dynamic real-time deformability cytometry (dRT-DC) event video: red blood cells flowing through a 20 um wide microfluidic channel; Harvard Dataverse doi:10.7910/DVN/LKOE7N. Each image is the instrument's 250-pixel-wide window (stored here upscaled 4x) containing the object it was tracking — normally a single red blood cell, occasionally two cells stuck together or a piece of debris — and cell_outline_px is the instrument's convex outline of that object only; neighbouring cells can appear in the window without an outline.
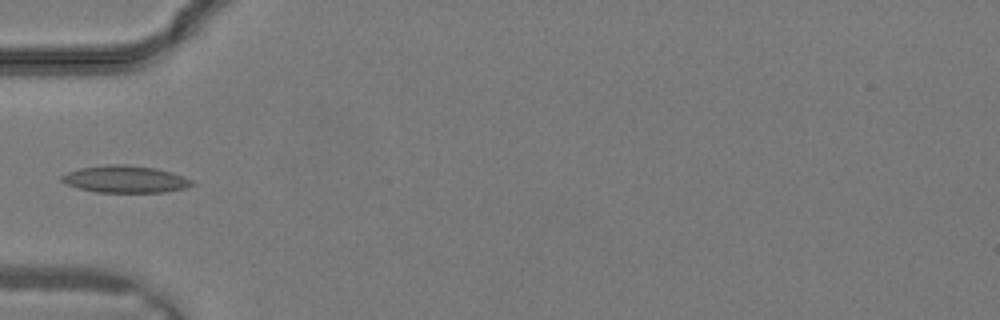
{"species": "common noctule bat (a hibernating species)", "species_latin": "Nyctalus noctula", "temperature_condition": "warm", "stored_images_in_passage": 30, "camera_frame_rate_fps": 3000, "um_per_image_px": 0.085, "animal": {"sex": "male", "body_mass_g": 19.2, "forearm_length_mm": 51.8}, "frame": {"image": 1, "passage_image": 10, "time_ms": 3.0, "image_size_px": [1000, 320], "cell_outline_px": [[196, 184], [184, 188], [164, 192], [96, 192], [76, 188], [64, 184], [60, 180], [60, 176], [68, 172], [80, 168], [112, 164], [124, 164], [156, 168], [172, 172], [184, 176], [192, 180]], "centroid_in_image_um": [10.63, 15.23], "position_along_channel_um": 74.4, "area_um2": 20.69}}
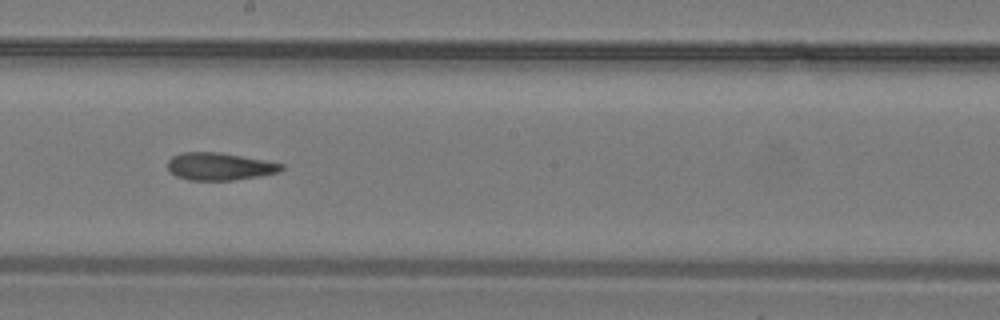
{"frame": {"image": 2, "passage_image": 17, "time_ms": 5.333, "image_size_px": [1000, 320], "cell_outline_px": [[284, 168], [280, 172], [260, 176], [232, 180], [188, 180], [176, 176], [168, 168], [168, 160], [172, 156], [180, 152], [220, 152], [264, 160], [284, 164]], "centroid_in_image_um": [18.67, 14.14], "position_along_channel_um": 229.5, "area_um2": 18.26}}
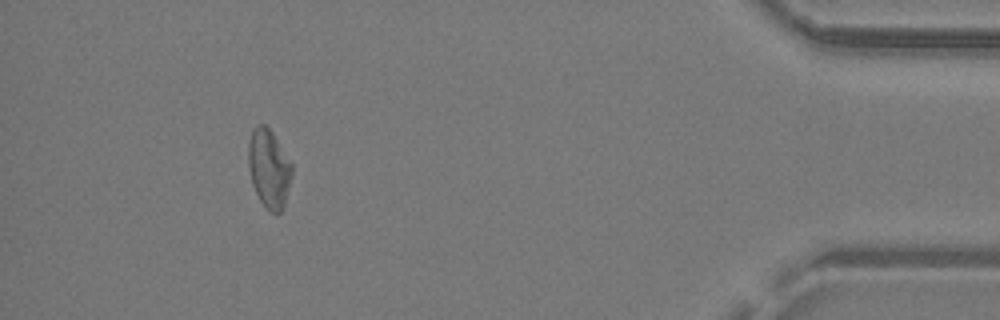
{"frame": {"image": 3, "passage_image": 28, "time_ms": 9.0, "image_size_px": [1000, 320], "cell_outline_px": [[292, 176], [284, 208], [280, 212], [272, 212], [260, 200], [252, 184], [248, 164], [248, 144], [252, 128], [256, 124], [264, 124], [272, 132], [292, 164]], "centroid_in_image_um": [22.86, 14.3], "position_along_channel_um": 412.3, "area_um2": 19.88}}